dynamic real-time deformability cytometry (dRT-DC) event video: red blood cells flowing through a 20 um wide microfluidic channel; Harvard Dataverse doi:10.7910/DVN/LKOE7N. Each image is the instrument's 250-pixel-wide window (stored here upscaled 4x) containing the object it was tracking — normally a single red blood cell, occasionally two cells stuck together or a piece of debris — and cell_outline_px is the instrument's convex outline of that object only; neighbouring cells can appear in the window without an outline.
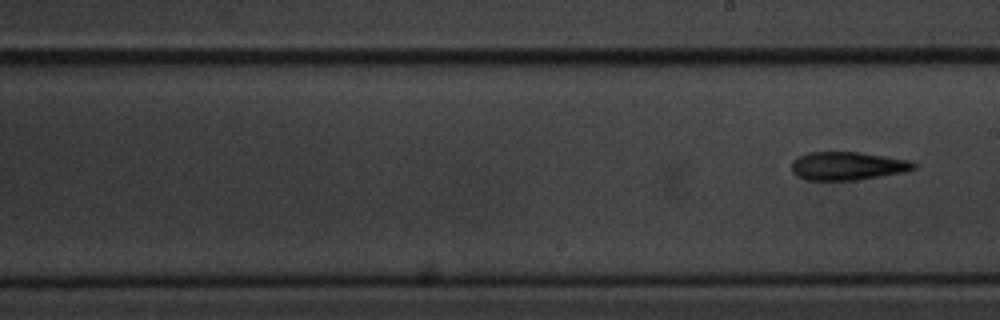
{"species": "common noctule bat (a hibernating species)", "species_latin": "Nyctalus noctula", "temperature_condition": "cold", "stored_images_in_passage": 10, "segment_of_instrument_passage": [2, 2], "camera_frame_rate_fps": 3000, "um_per_image_px": 0.085, "animal": {"sex": "male", "body_mass_g": 20.1, "forearm_length_mm": 53.5}, "frame": {"image": 1, "passage_image": 10, "time_ms": 3.0, "image_size_px": [1000, 320], "cell_outline_px": [[916, 168], [904, 172], [856, 180], [804, 180], [796, 176], [792, 172], [792, 160], [796, 156], [808, 152], [860, 152], [912, 160], [916, 164]], "centroid_in_image_um": [72.02, 14.1], "position_along_channel_um": 217.0, "area_um2": 20.4}}